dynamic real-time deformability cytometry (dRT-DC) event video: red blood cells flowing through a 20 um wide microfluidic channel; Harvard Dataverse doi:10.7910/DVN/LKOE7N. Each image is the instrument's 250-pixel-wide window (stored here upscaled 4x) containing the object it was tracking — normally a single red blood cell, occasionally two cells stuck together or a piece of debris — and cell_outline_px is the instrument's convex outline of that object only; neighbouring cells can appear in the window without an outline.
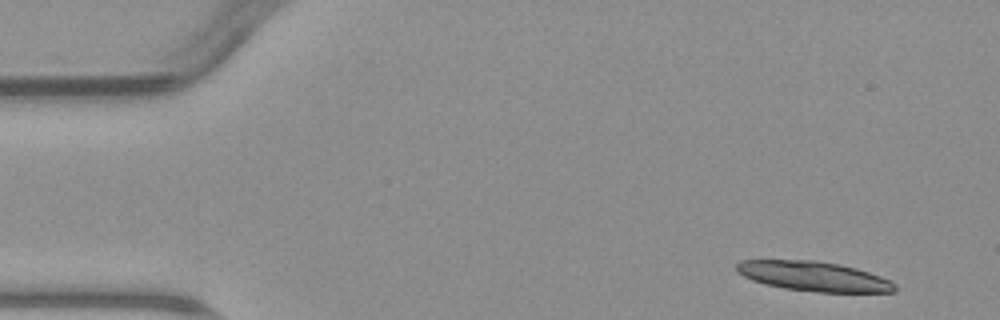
{"species": "common noctule bat (a hibernating species)", "species_latin": "Nyctalus noctula", "temperature_condition": "warm", "stored_images_in_passage": 5, "camera_frame_rate_fps": 3000, "um_per_image_px": 0.085, "animal": {"sex": "male", "body_mass_g": 23.1, "forearm_length_mm": 52.7}, "frame": {"image": 1, "passage_image": 1, "time_ms": 0.0, "image_size_px": [1000, 320], "cell_outline_px": [[896, 292], [816, 292], [784, 288], [764, 284], [752, 280], [736, 272], [736, 264], [740, 260], [816, 260], [840, 264], [856, 268], [880, 276], [896, 284]], "centroid_in_image_um": [69.14, 23.48], "position_along_channel_um": 15.9, "area_um2": 27.46}}
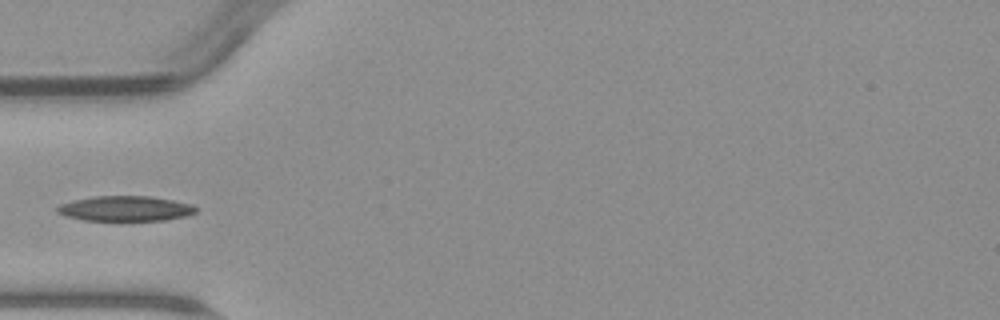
{"frame": {"image": 2, "passage_image": 5, "time_ms": 4.667, "image_size_px": [1000, 320], "cell_outline_px": [[196, 212], [188, 216], [164, 220], [84, 220], [64, 216], [56, 212], [56, 208], [60, 204], [72, 200], [96, 196], [148, 196], [172, 200], [192, 204], [196, 208]], "centroid_in_image_um": [10.63, 17.73], "position_along_channel_um": 74.4, "area_um2": 20.29}}